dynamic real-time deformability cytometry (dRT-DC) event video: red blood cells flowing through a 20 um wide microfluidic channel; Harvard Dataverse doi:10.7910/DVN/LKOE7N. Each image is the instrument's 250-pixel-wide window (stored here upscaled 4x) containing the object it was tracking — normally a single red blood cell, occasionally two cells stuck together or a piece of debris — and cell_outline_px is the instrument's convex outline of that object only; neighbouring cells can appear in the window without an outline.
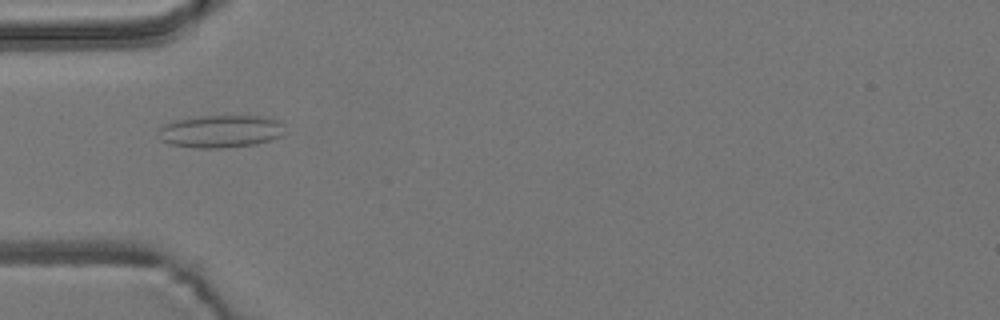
{"species": "common noctule bat (a hibernating species)", "species_latin": "Nyctalus noctula", "temperature_condition": "room temperature", "stored_images_in_passage": 10, "camera_frame_rate_fps": 3000, "um_per_image_px": 0.085, "animal": {"sex": "male", "body_mass_g": 19.2, "forearm_length_mm": 51.8}, "frame": {"image": 1, "passage_image": 5, "time_ms": 1.333, "image_size_px": [1000, 320], "cell_outline_px": [[284, 124], [280, 136], [272, 140], [256, 144], [224, 148], [192, 148], [168, 144], [160, 140], [156, 136], [156, 132], [164, 124], [172, 120], [200, 116], [264, 116], [276, 120]], "centroid_in_image_um": [18.67, 11.17], "position_along_channel_um": 66.3, "area_um2": 24.39}}
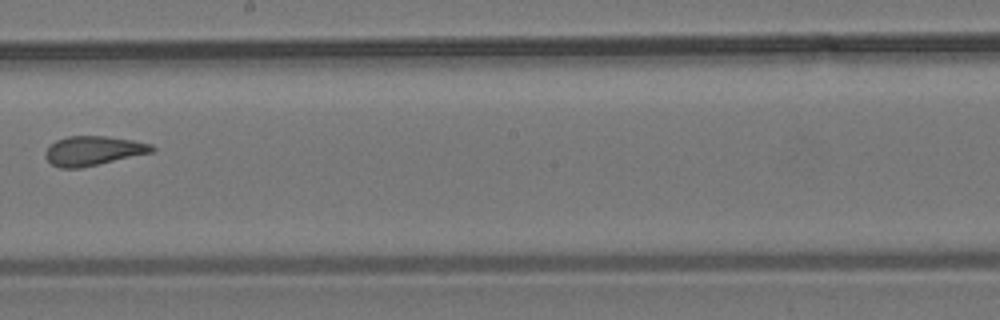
{"frame": {"image": 2, "passage_image": 9, "time_ms": 2.667, "image_size_px": [1000, 320], "cell_outline_px": [[156, 148], [152, 152], [80, 168], [60, 168], [52, 164], [44, 156], [44, 152], [56, 140], [68, 136], [104, 136], [132, 140], [152, 144]], "centroid_in_image_um": [7.91, 12.81], "position_along_channel_um": 240.3, "area_um2": 18.03}}
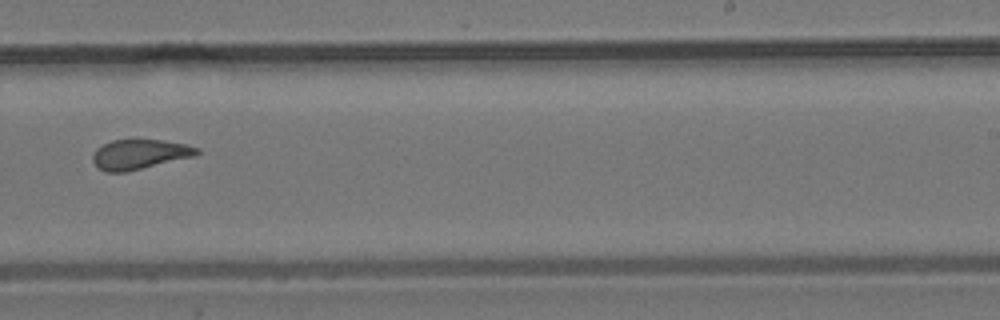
{"frame": {"image": 3, "passage_image": 10, "time_ms": 3.0, "image_size_px": [1000, 320], "cell_outline_px": [[200, 152], [196, 156], [124, 172], [108, 172], [100, 168], [92, 160], [92, 156], [96, 148], [112, 140], [164, 140], [184, 144], [200, 148]], "centroid_in_image_um": [11.89, 13.11], "position_along_channel_um": 277.1, "area_um2": 17.92}}